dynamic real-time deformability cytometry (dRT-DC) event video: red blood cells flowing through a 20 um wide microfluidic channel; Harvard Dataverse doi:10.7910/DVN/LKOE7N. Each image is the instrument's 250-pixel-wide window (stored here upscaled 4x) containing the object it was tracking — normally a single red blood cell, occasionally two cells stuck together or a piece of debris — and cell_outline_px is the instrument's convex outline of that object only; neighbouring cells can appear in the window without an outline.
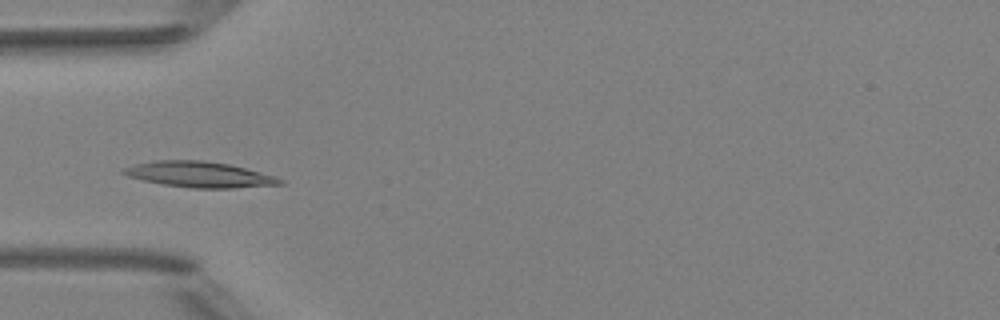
{"species": "Egyptian fruit bat (a non-hibernating species)", "species_latin": "Rousettus aegyptiacus", "temperature_condition": "room temperature", "stored_images_in_passage": 4, "camera_frame_rate_fps": 3000, "um_per_image_px": 0.085, "animal": {"sex": "female"}, "frame": {"image": 1, "passage_image": 3, "time_ms": 2.333, "image_size_px": [1000, 320], "cell_outline_px": [[284, 184], [232, 188], [192, 188], [164, 184], [144, 180], [128, 176], [120, 172], [120, 168], [152, 160], [204, 160], [228, 164], [276, 176], [284, 180]], "centroid_in_image_um": [16.93, 14.82], "position_along_channel_um": 68.1, "area_um2": 23.41}}
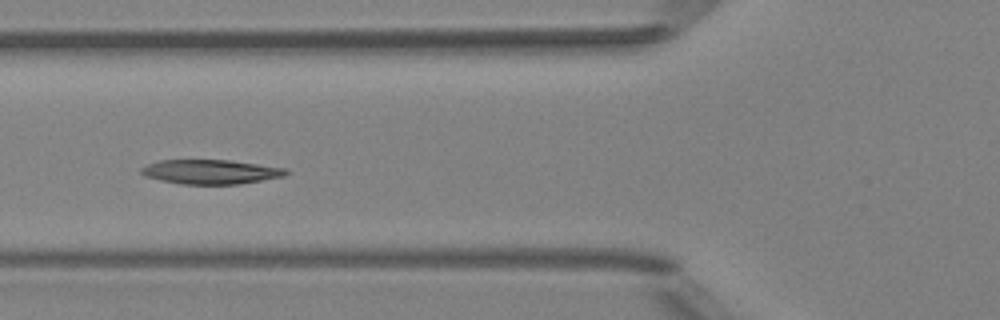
{"frame": {"image": 2, "passage_image": 4, "time_ms": 3.333, "image_size_px": [1000, 320], "cell_outline_px": [[288, 172], [284, 176], [240, 184], [180, 184], [160, 180], [144, 176], [140, 172], [140, 168], [148, 164], [160, 160], [228, 160], [288, 168]], "centroid_in_image_um": [17.89, 14.6], "position_along_channel_um": 107.9, "area_um2": 20.58}}